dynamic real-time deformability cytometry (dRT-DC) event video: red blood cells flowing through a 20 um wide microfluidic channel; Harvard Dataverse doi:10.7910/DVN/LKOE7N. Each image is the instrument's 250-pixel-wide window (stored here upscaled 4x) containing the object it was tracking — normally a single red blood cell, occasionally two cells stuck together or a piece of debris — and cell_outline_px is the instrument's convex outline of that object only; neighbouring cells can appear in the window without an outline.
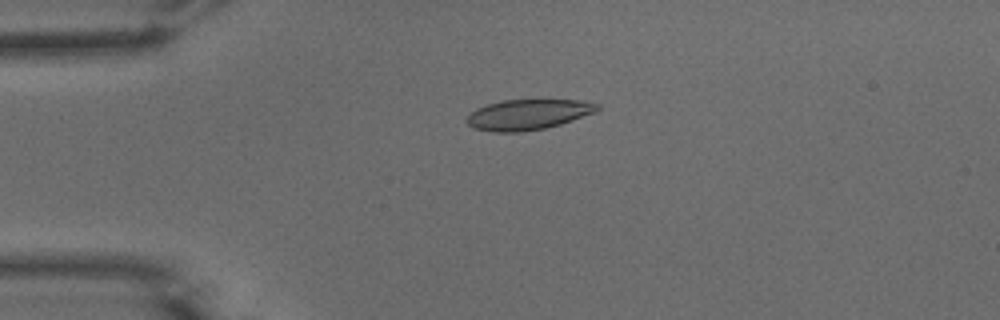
{"species": "common noctule bat (a hibernating species)", "species_latin": "Nyctalus noctula", "temperature_condition": "warm", "stored_images_in_passage": 42, "camera_frame_rate_fps": 3000, "um_per_image_px": 0.085, "animal": {"sex": "male", "body_mass_g": 15.6}, "frame": {"image": 1, "passage_image": 3, "time_ms": 0.667, "image_size_px": [1000, 320], "cell_outline_px": [[600, 108], [592, 112], [572, 120], [560, 124], [544, 128], [524, 132], [492, 132], [472, 128], [468, 124], [468, 116], [476, 108], [488, 104], [504, 100], [580, 100], [600, 104]], "centroid_in_image_um": [44.86, 9.74], "position_along_channel_um": 40.1, "area_um2": 22.89}}
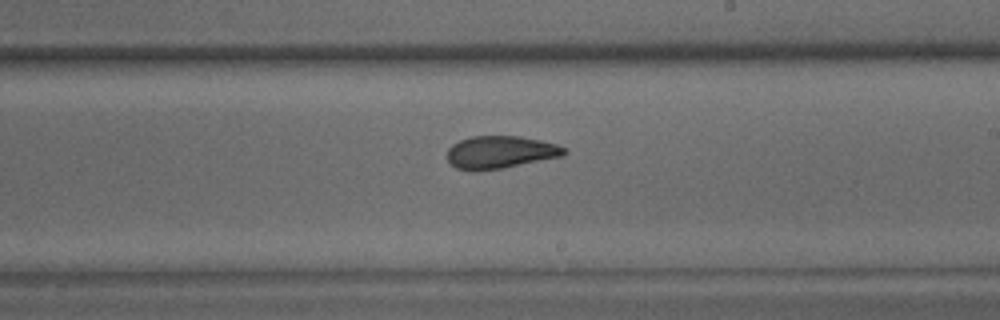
{"frame": {"image": 2, "passage_image": 21, "time_ms": 6.667, "image_size_px": [1000, 320], "cell_outline_px": [[568, 152], [564, 156], [504, 168], [476, 172], [472, 172], [456, 168], [448, 160], [448, 148], [452, 144], [460, 140], [472, 136], [520, 136], [540, 140], [556, 144], [568, 148]], "centroid_in_image_um": [42.55, 12.95], "position_along_channel_um": 246.4, "area_um2": 22.6}}
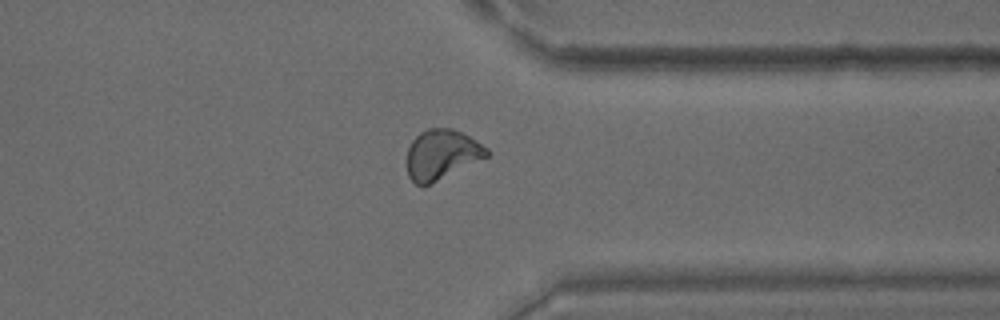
{"frame": {"image": 3, "passage_image": 31, "time_ms": 10.0, "image_size_px": [1000, 320], "cell_outline_px": [[488, 156], [428, 184], [416, 184], [408, 176], [408, 148], [412, 140], [420, 132], [428, 128], [452, 128], [476, 140], [488, 148]], "centroid_in_image_um": [37.53, 13.1], "position_along_channel_um": 373.9, "area_um2": 22.6}, "authors_computed_cell_mechanics": {"area_um2": 22.7732, "velocity_mm_per_s": 3.9076, "shape_relaxation_time_tau1_ms": 6.5976, "shape_relaxation_time_tau2_ms": 1.6086, "deformation_change_tau1": 0.1726, "deformation_change_tau2": 0.0852}}